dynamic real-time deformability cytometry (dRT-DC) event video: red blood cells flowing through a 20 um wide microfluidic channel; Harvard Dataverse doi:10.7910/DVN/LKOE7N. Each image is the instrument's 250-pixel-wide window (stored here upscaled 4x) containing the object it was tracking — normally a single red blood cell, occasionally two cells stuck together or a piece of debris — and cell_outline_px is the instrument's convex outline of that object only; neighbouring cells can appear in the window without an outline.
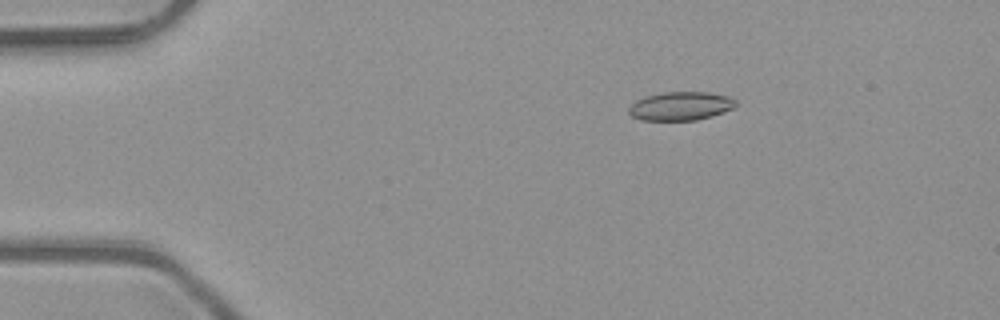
{"species": "common noctule bat (a hibernating species)", "species_latin": "Nyctalus noctula", "temperature_condition": "room temperature", "stored_images_in_passage": 4, "camera_frame_rate_fps": 3000, "um_per_image_px": 0.085, "animal": {"sex": "male", "body_mass_g": 23.1, "forearm_length_mm": 52.7}, "frame": {"image": 1, "passage_image": 3, "time_ms": 0.667, "image_size_px": [1000, 320], "cell_outline_px": [[736, 104], [732, 108], [724, 112], [712, 116], [696, 120], [644, 120], [632, 116], [628, 112], [628, 108], [636, 100], [644, 96], [664, 92], [708, 92], [728, 96], [736, 100]], "centroid_in_image_um": [57.85, 9.01], "position_along_channel_um": 27.2, "area_um2": 17.8}}